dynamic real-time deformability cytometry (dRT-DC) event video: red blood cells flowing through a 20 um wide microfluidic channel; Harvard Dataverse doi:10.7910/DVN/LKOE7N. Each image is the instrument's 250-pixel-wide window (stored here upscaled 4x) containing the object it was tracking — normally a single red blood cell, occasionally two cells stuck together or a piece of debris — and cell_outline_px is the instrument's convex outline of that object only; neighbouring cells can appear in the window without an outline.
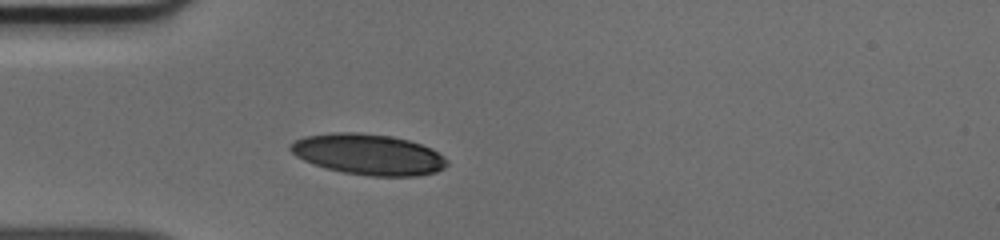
{"species": "human", "species_latin": "Homo sapiens", "temperature_condition": "cold", "stored_images_in_passage": 29, "camera_frame_rate_fps": 3000, "um_per_image_px": 0.085, "donor": {"sex": "male"}, "frame": {"image": 1, "passage_image": 1, "time_ms": 0.0, "image_size_px": [1000, 240], "cell_outline_px": [[448, 164], [444, 168], [436, 172], [416, 176], [372, 176], [344, 172], [324, 168], [312, 164], [296, 156], [288, 148], [288, 144], [304, 136], [336, 132], [356, 132], [392, 136], [408, 140], [432, 148], [444, 156], [448, 160]], "centroid_in_image_um": [31.31, 13.12], "position_along_channel_um": 53.7, "area_um2": 37.4}}
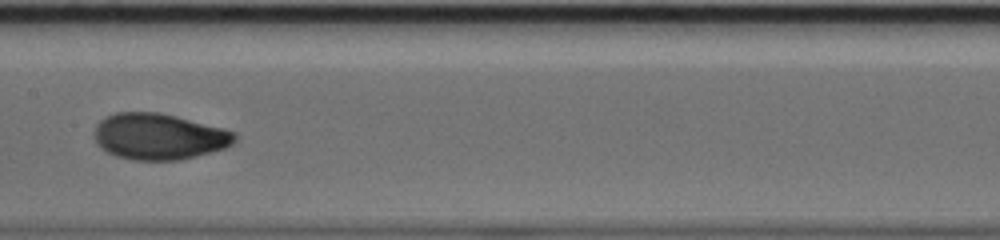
{"frame": {"image": 2, "passage_image": 12, "time_ms": 3.667, "image_size_px": [1000, 240], "cell_outline_px": [[240, 136], [232, 144], [224, 148], [196, 156], [180, 160], [132, 160], [116, 156], [100, 148], [96, 144], [96, 124], [100, 120], [116, 112], [160, 112], [224, 128], [236, 132]], "centroid_in_image_um": [13.54, 11.6], "position_along_channel_um": 193.9, "area_um2": 37.92}}
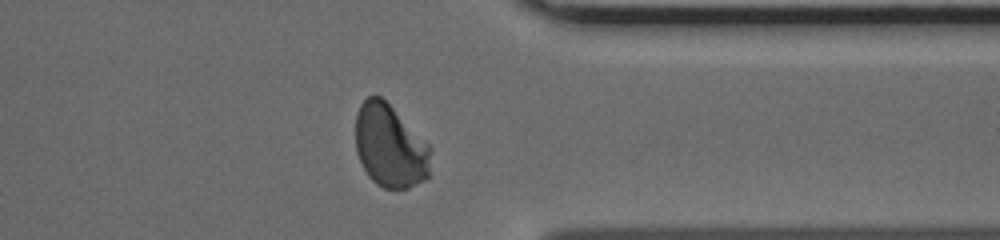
{"frame": {"image": 3, "passage_image": 26, "time_ms": 8.333, "image_size_px": [1000, 240], "cell_outline_px": [[432, 152], [428, 176], [424, 180], [408, 188], [384, 188], [376, 184], [368, 176], [356, 152], [356, 112], [360, 104], [368, 96], [380, 96], [432, 148]], "centroid_in_image_um": [33.14, 12.44], "position_along_channel_um": 378.3, "area_um2": 36.07}}